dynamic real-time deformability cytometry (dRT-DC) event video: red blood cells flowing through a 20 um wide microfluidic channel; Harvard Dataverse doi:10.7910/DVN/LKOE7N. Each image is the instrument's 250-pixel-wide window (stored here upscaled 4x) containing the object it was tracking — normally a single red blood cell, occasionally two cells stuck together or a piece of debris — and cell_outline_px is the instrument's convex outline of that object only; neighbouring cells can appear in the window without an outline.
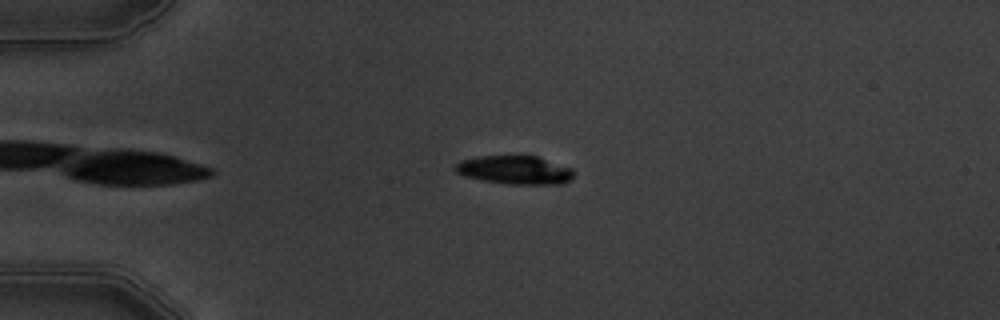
{"species": "common noctule bat (a hibernating species)", "species_latin": "Nyctalus noctula", "temperature_condition": "warm", "stored_images_in_passage": 4, "camera_frame_rate_fps": 3000, "um_per_image_px": 0.085, "animal": {"sex": "male", "body_mass_g": 19.5, "forearm_length_mm": 54.6}, "frame": {"image": 1, "passage_image": 2, "time_ms": 1.0, "image_size_px": [1000, 320], "cell_outline_px": [[576, 172], [564, 184], [504, 184], [464, 176], [456, 172], [452, 168], [460, 160], [480, 156], [536, 156], [572, 168]], "centroid_in_image_um": [43.74, 14.45], "position_along_channel_um": 41.3, "area_um2": 19.71}}